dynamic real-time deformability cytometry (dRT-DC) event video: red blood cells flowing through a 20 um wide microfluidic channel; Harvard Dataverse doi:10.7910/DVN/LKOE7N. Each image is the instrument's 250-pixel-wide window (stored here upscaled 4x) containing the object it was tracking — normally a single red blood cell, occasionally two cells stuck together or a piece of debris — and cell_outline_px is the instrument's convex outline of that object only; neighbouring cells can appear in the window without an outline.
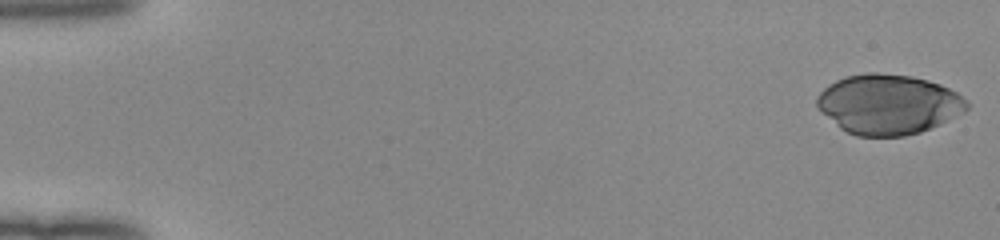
{"species": "human", "species_latin": "Homo sapiens", "temperature_condition": "room temperature", "stored_images_in_passage": 16, "camera_frame_rate_fps": 3000, "um_per_image_px": 0.085, "donor": {"sex": "female"}, "frame": {"image": 1, "passage_image": 1, "time_ms": 0.0, "image_size_px": [1000, 240], "cell_outline_px": [[972, 104], [964, 112], [940, 124], [920, 132], [904, 136], [856, 136], [840, 128], [816, 108], [816, 96], [828, 84], [844, 76], [868, 72], [876, 72], [912, 76], [940, 84], [956, 92], [968, 100]], "centroid_in_image_um": [75.5, 8.86], "position_along_channel_um": 9.5, "area_um2": 52.66}}
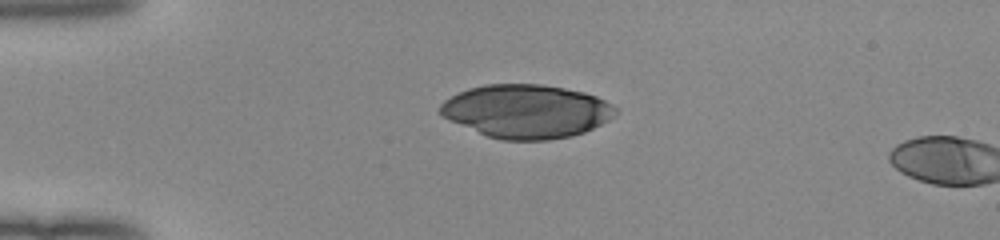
{"frame": {"image": 2, "passage_image": 13, "time_ms": 4.0, "image_size_px": [1000, 240], "cell_outline_px": [[616, 112], [608, 120], [584, 132], [572, 136], [548, 140], [500, 140], [488, 136], [452, 120], [444, 116], [440, 112], [440, 104], [444, 100], [468, 88], [484, 84], [540, 84], [564, 88], [584, 92], [596, 96], [604, 100], [616, 108]], "centroid_in_image_um": [44.76, 9.45], "position_along_channel_um": 40.2, "area_um2": 54.1}}